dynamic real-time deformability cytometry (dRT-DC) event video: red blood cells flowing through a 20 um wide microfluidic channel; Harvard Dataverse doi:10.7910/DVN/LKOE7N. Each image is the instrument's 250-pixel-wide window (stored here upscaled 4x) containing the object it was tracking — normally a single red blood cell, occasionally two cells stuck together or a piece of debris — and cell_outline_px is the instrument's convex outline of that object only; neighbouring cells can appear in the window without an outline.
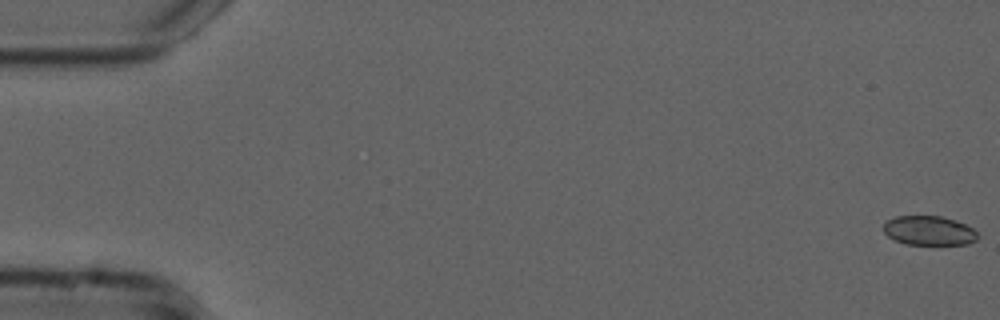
{"species": "common noctule bat (a hibernating species)", "species_latin": "Nyctalus noctula", "temperature_condition": "cold", "stored_images_in_passage": 37, "camera_frame_rate_fps": 3000, "um_per_image_px": 0.085, "animal": {"sex": "male", "forearm_length_mm": 52.5}, "frame": {"image": 1, "passage_image": 1, "time_ms": 0.0, "image_size_px": [1000, 320], "cell_outline_px": [[980, 236], [976, 240], [968, 244], [908, 244], [896, 240], [888, 236], [884, 232], [884, 224], [888, 220], [896, 216], [940, 216], [956, 220], [972, 228]], "centroid_in_image_um": [78.99, 19.6], "position_along_channel_um": 6.0, "area_um2": 15.95}}
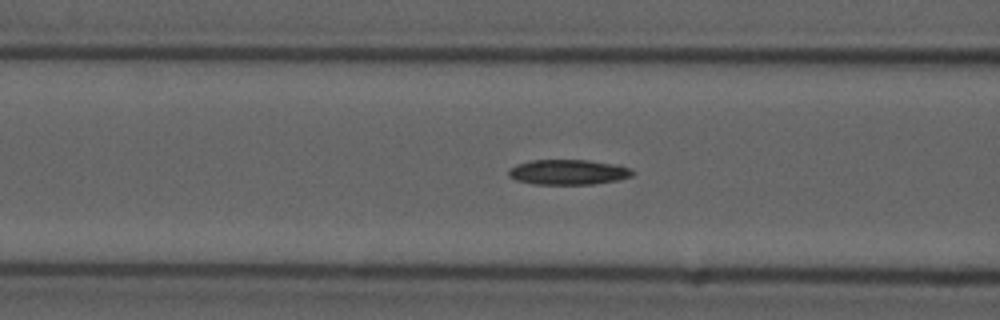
{"frame": {"image": 2, "passage_image": 22, "time_ms": 7.0, "image_size_px": [1000, 320], "cell_outline_px": [[636, 172], [632, 176], [616, 180], [592, 184], [532, 184], [516, 180], [508, 176], [508, 172], [516, 164], [532, 160], [588, 160], [620, 164]], "centroid_in_image_um": [48.32, 14.62], "position_along_channel_um": 118.3, "area_um2": 18.21}}
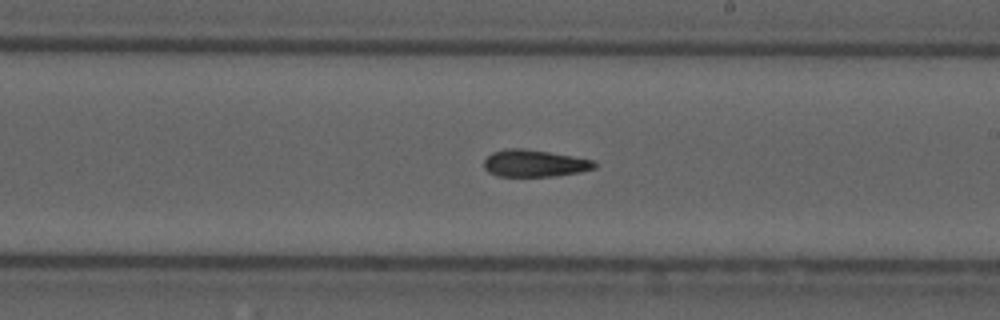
{"frame": {"image": 3, "passage_image": 32, "time_ms": 10.333, "image_size_px": [1000, 320], "cell_outline_px": [[596, 168], [580, 172], [556, 176], [496, 176], [488, 172], [484, 168], [484, 160], [492, 152], [504, 148], [524, 148], [572, 156], [592, 160], [596, 164]], "centroid_in_image_um": [45.4, 13.88], "position_along_channel_um": 243.6, "area_um2": 17.46}}